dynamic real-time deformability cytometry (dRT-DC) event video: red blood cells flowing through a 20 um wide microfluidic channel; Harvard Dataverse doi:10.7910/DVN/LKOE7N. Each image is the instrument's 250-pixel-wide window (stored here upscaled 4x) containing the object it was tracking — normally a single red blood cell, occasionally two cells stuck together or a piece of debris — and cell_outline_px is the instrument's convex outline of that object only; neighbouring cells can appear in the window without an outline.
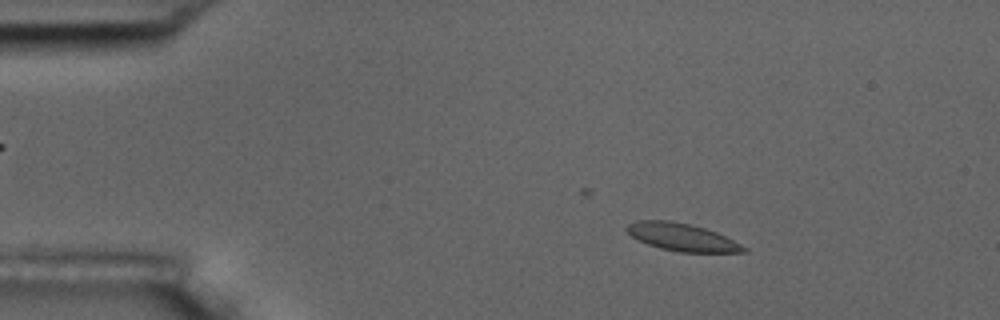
{"species": "common noctule bat (a hibernating species)", "species_latin": "Nyctalus noctula", "temperature_condition": "room temperature", "stored_images_in_passage": 6, "camera_frame_rate_fps": 3000, "um_per_image_px": 0.085, "animal": {"sex": "male", "body_mass_g": 17.5, "forearm_length_mm": 52.3}, "frame": {"image": 1, "passage_image": 4, "time_ms": 1.0, "image_size_px": [1000, 320], "cell_outline_px": [[748, 252], [680, 252], [660, 248], [648, 244], [632, 236], [624, 228], [628, 224], [636, 220], [672, 220], [704, 228], [716, 232], [748, 248]], "centroid_in_image_um": [57.95, 20.15], "position_along_channel_um": 27.0, "area_um2": 18.61}}